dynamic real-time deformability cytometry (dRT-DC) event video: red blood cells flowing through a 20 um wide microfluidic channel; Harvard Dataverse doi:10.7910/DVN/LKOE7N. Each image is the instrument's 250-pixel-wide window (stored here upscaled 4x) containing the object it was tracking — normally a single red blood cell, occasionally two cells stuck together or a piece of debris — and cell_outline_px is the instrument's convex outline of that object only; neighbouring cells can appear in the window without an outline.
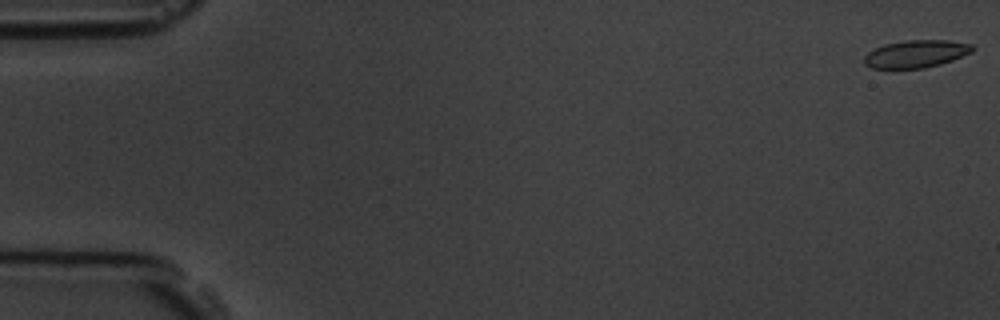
{"species": "common noctule bat (a hibernating species)", "species_latin": "Nyctalus noctula", "temperature_condition": "room temperature", "stored_images_in_passage": 6, "camera_frame_rate_fps": 3000, "um_per_image_px": 0.085, "animal": {"sex": "male", "body_mass_g": 19.5, "forearm_length_mm": 54.6}, "frame": {"image": 1, "passage_image": 1, "time_ms": 0.0, "image_size_px": [1000, 320], "cell_outline_px": [[976, 48], [972, 52], [952, 60], [940, 64], [924, 68], [872, 68], [864, 64], [864, 56], [868, 52], [884, 44], [908, 40], [948, 40], [972, 44]], "centroid_in_image_um": [77.88, 4.57], "position_along_channel_um": 7.1, "area_um2": 17.34}}
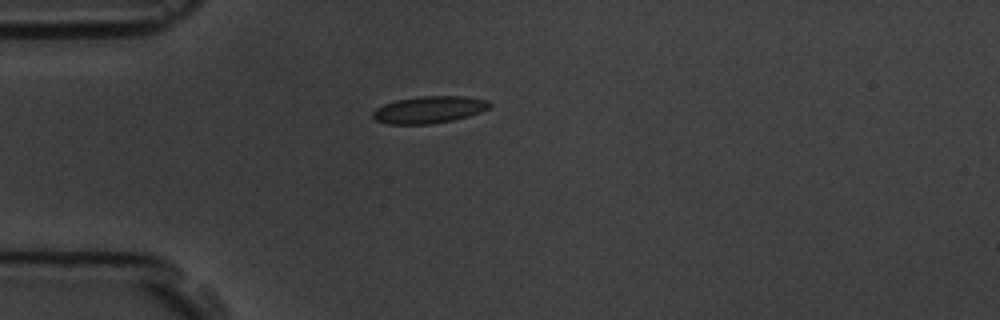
{"frame": {"image": 2, "passage_image": 5, "time_ms": 4.667, "image_size_px": [1000, 320], "cell_outline_px": [[492, 104], [488, 108], [480, 112], [468, 116], [452, 120], [428, 124], [388, 124], [376, 120], [372, 116], [372, 112], [376, 108], [384, 104], [396, 100], [420, 96], [464, 96], [488, 100]], "centroid_in_image_um": [36.46, 9.31], "position_along_channel_um": 48.5, "area_um2": 18.32}}